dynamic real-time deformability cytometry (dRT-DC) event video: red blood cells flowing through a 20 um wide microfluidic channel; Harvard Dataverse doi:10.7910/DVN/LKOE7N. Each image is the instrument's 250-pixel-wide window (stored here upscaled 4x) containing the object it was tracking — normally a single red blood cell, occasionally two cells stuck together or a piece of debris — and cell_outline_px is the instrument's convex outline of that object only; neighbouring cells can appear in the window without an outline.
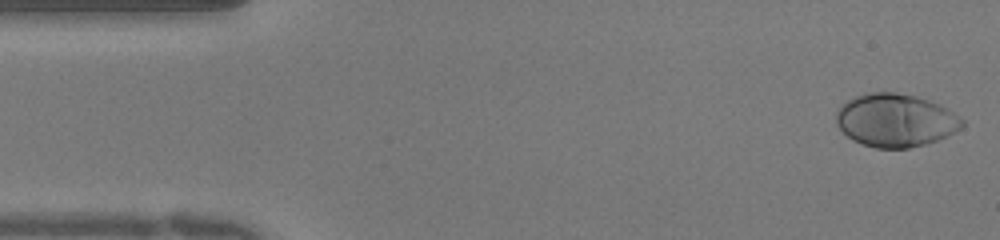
{"species": "human", "species_latin": "Homo sapiens", "temperature_condition": "warm", "stored_images_in_passage": 49, "camera_frame_rate_fps": 3000, "um_per_image_px": 0.085, "donor": {"sex": "female"}, "frame": {"image": 1, "passage_image": 1, "time_ms": 0.0, "image_size_px": [1000, 240], "cell_outline_px": [[964, 124], [960, 128], [948, 136], [924, 144], [908, 148], [876, 148], [852, 140], [836, 124], [836, 112], [848, 100], [864, 92], [896, 92], [916, 96], [940, 104], [964, 120]], "centroid_in_image_um": [76.12, 10.22], "position_along_channel_um": 8.9, "area_um2": 38.78}}
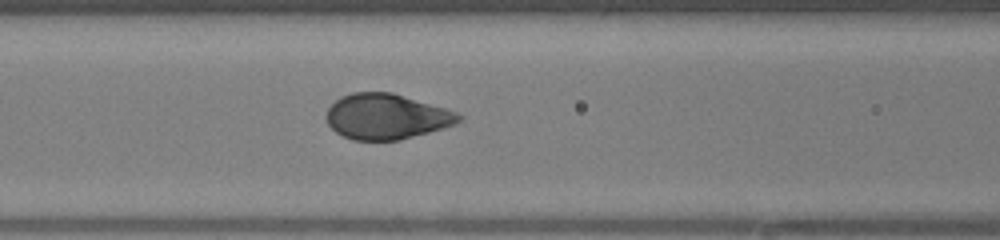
{"frame": {"image": 2, "passage_image": 19, "time_ms": 6.0, "image_size_px": [1000, 240], "cell_outline_px": [[464, 116], [456, 124], [444, 128], [400, 140], [352, 140], [336, 132], [328, 124], [328, 108], [336, 100], [352, 92], [392, 92], [448, 108]], "centroid_in_image_um": [32.9, 9.9], "position_along_channel_um": 133.7, "area_um2": 35.03}}
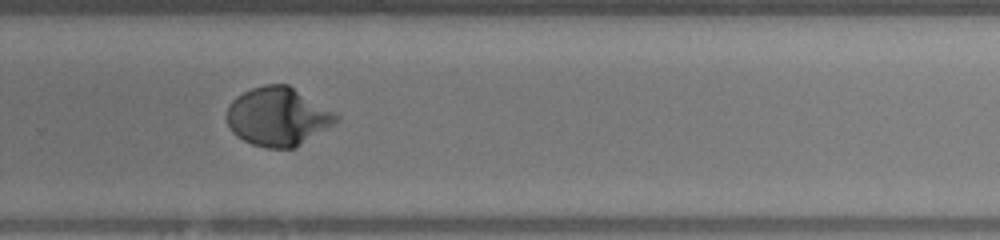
{"frame": {"image": 3, "passage_image": 32, "time_ms": 10.333, "image_size_px": [1000, 240], "cell_outline_px": [[340, 120], [296, 148], [264, 148], [252, 144], [236, 136], [232, 132], [228, 124], [228, 104], [236, 96], [252, 88], [264, 84], [288, 84], [336, 112], [340, 116]], "centroid_in_image_um": [23.64, 9.91], "position_along_channel_um": 306.2, "area_um2": 37.51}, "authors_computed_cell_mechanics": {"area_um2": 36.703, "velocity_mm_per_s": 3.9958, "shape_relaxation_time_tau1_ms": 3.2051, "shape_relaxation_time_tau2_ms": null, "deformation_change_tau1": 0.222, "deformation_change_tau2": null}}